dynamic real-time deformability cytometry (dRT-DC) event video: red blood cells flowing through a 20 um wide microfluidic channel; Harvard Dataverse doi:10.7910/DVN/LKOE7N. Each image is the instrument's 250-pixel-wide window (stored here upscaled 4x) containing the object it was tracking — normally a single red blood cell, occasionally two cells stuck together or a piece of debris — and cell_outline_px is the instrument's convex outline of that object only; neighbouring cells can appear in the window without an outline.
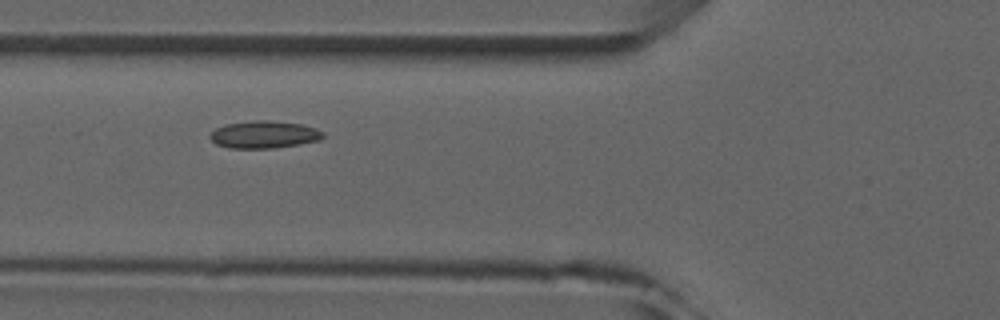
{"species": "common noctule bat (a hibernating species)", "species_latin": "Nyctalus noctula", "temperature_condition": "room temperature", "stored_images_in_passage": 7, "camera_frame_rate_fps": 3000, "um_per_image_px": 0.085, "animal": {"sex": "male", "forearm_length_mm": 52.5}, "frame": {"image": 1, "passage_image": 5, "time_ms": 4.667, "image_size_px": [1000, 320], "cell_outline_px": [[324, 136], [320, 140], [300, 144], [272, 148], [228, 148], [216, 144], [208, 136], [216, 128], [224, 124], [256, 120], [268, 120], [300, 124], [316, 128], [324, 132]], "centroid_in_image_um": [22.44, 11.44], "position_along_channel_um": 103.4, "area_um2": 18.03}}
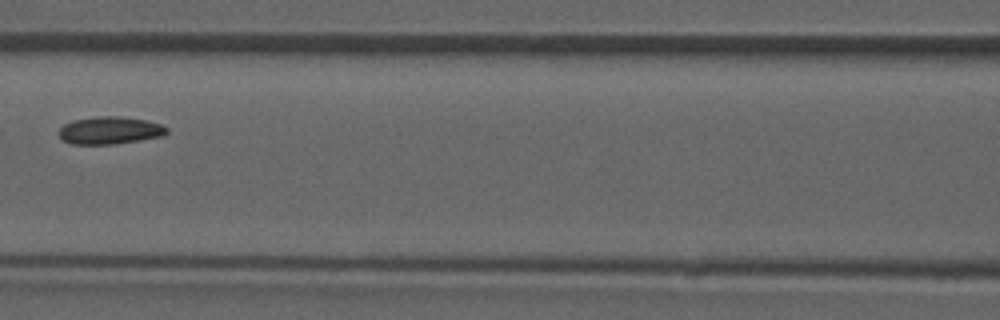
{"frame": {"image": 2, "passage_image": 6, "time_ms": 6.0, "image_size_px": [1000, 320], "cell_outline_px": [[168, 132], [164, 136], [116, 144], [68, 144], [60, 140], [56, 132], [64, 124], [72, 120], [96, 116], [120, 116], [144, 120], [160, 124], [168, 128]], "centroid_in_image_um": [9.27, 11.09], "position_along_channel_um": 157.3, "area_um2": 17.63}}